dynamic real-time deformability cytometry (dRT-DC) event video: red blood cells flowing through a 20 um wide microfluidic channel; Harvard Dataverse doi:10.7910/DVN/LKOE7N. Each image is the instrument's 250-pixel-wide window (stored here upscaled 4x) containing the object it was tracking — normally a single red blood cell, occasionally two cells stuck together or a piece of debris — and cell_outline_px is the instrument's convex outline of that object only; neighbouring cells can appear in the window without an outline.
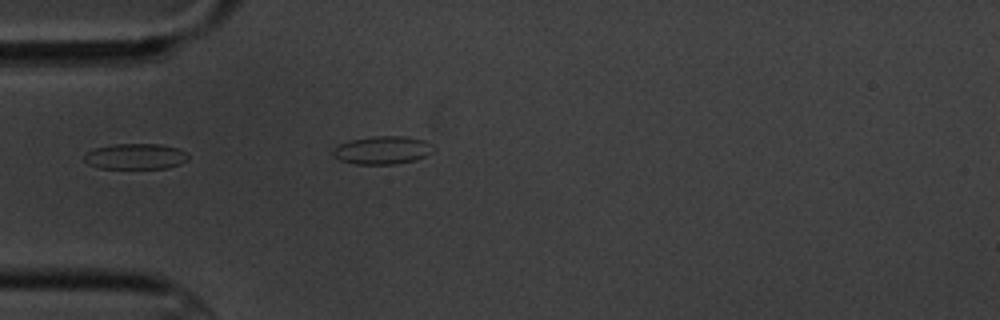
{"species": "common noctule bat (a hibernating species)", "species_latin": "Nyctalus noctula", "temperature_condition": "cold", "stored_images_in_passage": 6, "camera_frame_rate_fps": 3000, "um_per_image_px": 0.085, "animal": {"sex": "male", "body_mass_g": 20.1, "forearm_length_mm": 53.5}, "frame": {"image": 1, "passage_image": 5, "time_ms": 4.667, "image_size_px": [1000, 320], "cell_outline_px": [[188, 160], [180, 164], [168, 168], [100, 168], [88, 164], [84, 160], [84, 152], [96, 148], [112, 144], [160, 144], [176, 148], [184, 152], [188, 156]], "centroid_in_image_um": [11.49, 13.29], "position_along_channel_um": 73.5, "area_um2": 15.55}}